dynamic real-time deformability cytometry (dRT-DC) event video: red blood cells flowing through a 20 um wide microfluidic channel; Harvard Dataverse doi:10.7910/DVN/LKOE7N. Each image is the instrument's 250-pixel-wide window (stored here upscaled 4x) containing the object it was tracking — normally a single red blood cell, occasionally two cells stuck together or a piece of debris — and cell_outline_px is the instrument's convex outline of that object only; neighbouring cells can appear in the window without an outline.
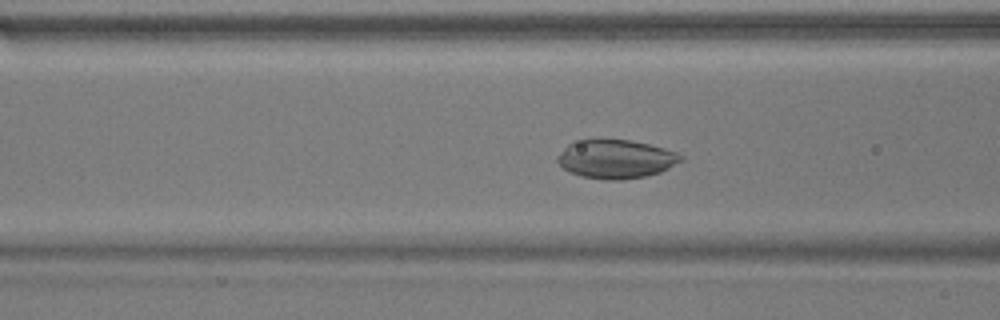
{"species": "common noctule bat (a hibernating species)", "species_latin": "Nyctalus noctula", "temperature_condition": "warm", "stored_images_in_passage": 55, "camera_frame_rate_fps": 3000, "um_per_image_px": 0.085, "animal": {"sex": "male", "body_mass_g": 17.9}, "frame": {"image": 1, "passage_image": 21, "time_ms": 6.667, "image_size_px": [1000, 320], "cell_outline_px": [[684, 160], [660, 172], [644, 176], [620, 180], [608, 180], [580, 176], [568, 172], [556, 160], [556, 156], [572, 140], [628, 140], [648, 144], [664, 148], [676, 152], [684, 156]], "centroid_in_image_um": [52.33, 13.52], "position_along_channel_um": 114.3, "area_um2": 27.8}}
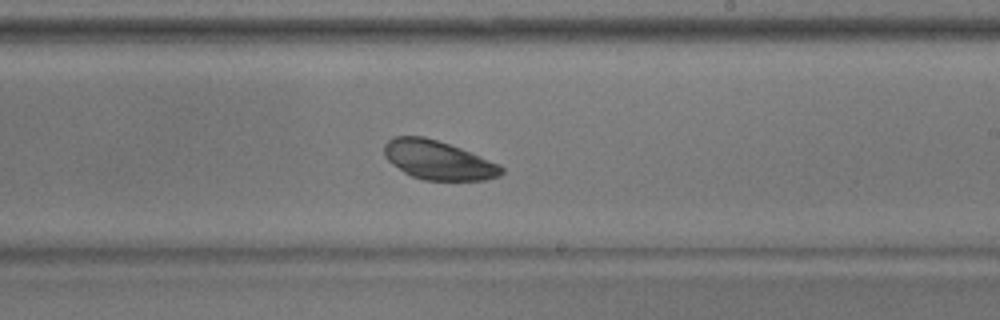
{"frame": {"image": 2, "passage_image": 32, "time_ms": 10.333, "image_size_px": [1000, 320], "cell_outline_px": [[504, 172], [500, 176], [484, 180], [424, 180], [412, 176], [404, 172], [392, 164], [384, 156], [384, 144], [392, 136], [424, 136], [460, 148], [500, 164], [504, 168]], "centroid_in_image_um": [37.24, 13.61], "position_along_channel_um": 251.8, "area_um2": 26.59}}
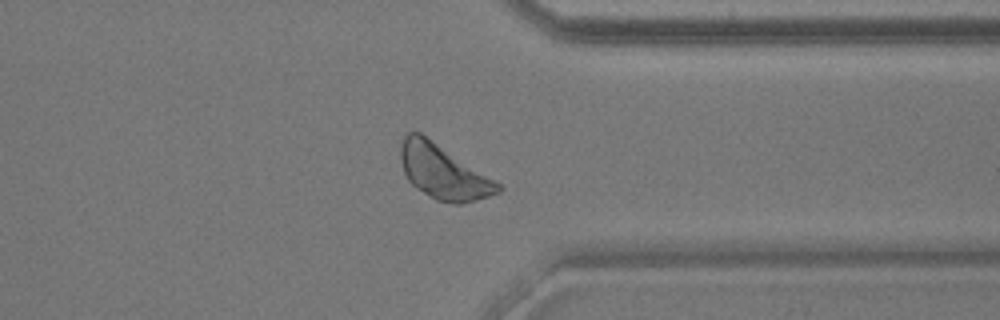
{"frame": {"image": 3, "passage_image": 42, "time_ms": 13.667, "image_size_px": [1000, 320], "cell_outline_px": [[504, 188], [500, 192], [476, 200], [460, 204], [456, 204], [436, 200], [416, 188], [408, 180], [404, 172], [400, 160], [400, 144], [404, 136], [408, 132], [420, 132], [500, 184]], "centroid_in_image_um": [37.64, 14.62], "position_along_channel_um": 373.8, "area_um2": 30.4}, "authors_computed_cell_mechanics": {"area_um2": 29.0734, "velocity_mm_per_s": 3.749, "shape_relaxation_time_tau1_ms": 1.5837, "shape_relaxation_time_tau2_ms": null, "deformation_change_tau1": 0.0896, "deformation_change_tau2": null}}